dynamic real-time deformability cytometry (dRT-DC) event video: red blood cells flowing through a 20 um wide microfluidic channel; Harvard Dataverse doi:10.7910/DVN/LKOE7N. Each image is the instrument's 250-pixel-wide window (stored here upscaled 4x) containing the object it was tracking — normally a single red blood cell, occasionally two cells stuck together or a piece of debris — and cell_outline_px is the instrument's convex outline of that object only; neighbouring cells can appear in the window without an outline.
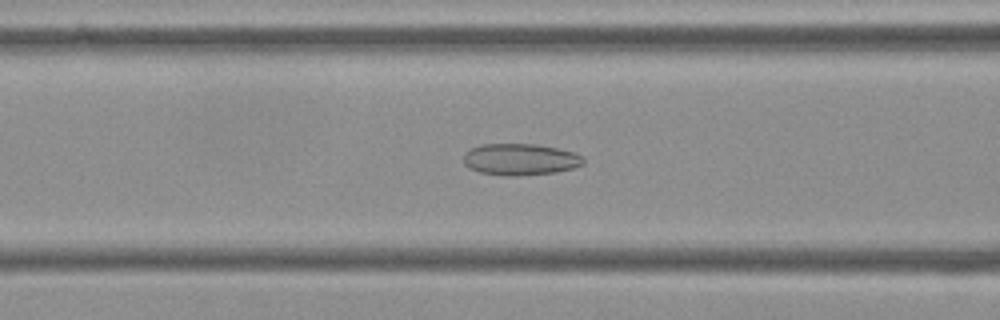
{"species": "Egyptian fruit bat (a non-hibernating species)", "species_latin": "Rousettus aegyptiacus", "temperature_condition": "cold", "stored_images_in_passage": 55, "camera_frame_rate_fps": 3000, "um_per_image_px": 0.085, "frame": {"image": 1, "passage_image": 22, "time_ms": 7.0, "image_size_px": [1000, 320], "cell_outline_px": [[584, 164], [572, 168], [556, 172], [516, 176], [504, 176], [480, 172], [468, 168], [464, 164], [464, 152], [480, 144], [536, 144], [556, 148], [572, 152], [584, 156]], "centroid_in_image_um": [44.2, 13.55], "position_along_channel_um": 122.4, "area_um2": 22.14}}
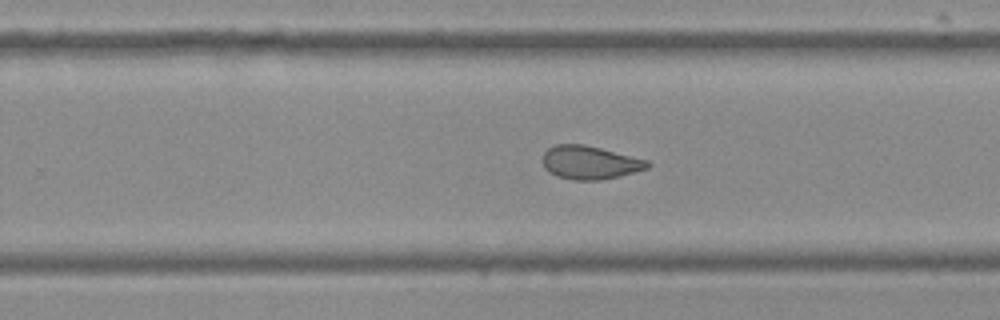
{"frame": {"image": 2, "passage_image": 35, "time_ms": 11.333, "image_size_px": [1000, 320], "cell_outline_px": [[652, 164], [648, 168], [620, 176], [600, 180], [572, 180], [556, 176], [548, 172], [544, 168], [544, 152], [548, 148], [556, 144], [584, 144], [648, 160]], "centroid_in_image_um": [50.14, 13.82], "position_along_channel_um": 279.7, "area_um2": 20.4}}
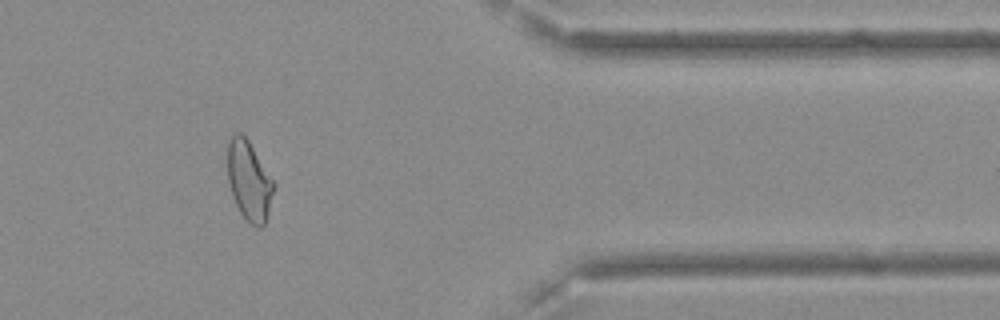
{"frame": {"image": 3, "passage_image": 46, "time_ms": 15.0, "image_size_px": [1000, 320], "cell_outline_px": [[276, 184], [268, 212], [264, 224], [260, 228], [256, 228], [240, 212], [232, 196], [228, 180], [228, 140], [236, 132], [240, 132], [248, 140]], "centroid_in_image_um": [21.18, 15.36], "position_along_channel_um": 390.2, "area_um2": 21.21}, "authors_computed_cell_mechanics": {"area_um2": 22.542, "velocity_mm_per_s": 3.6244, "shape_relaxation_time_tau1_ms": null, "shape_relaxation_time_tau2_ms": 2.2133, "deformation_change_tau1": null, "deformation_change_tau2": 0.0796}}